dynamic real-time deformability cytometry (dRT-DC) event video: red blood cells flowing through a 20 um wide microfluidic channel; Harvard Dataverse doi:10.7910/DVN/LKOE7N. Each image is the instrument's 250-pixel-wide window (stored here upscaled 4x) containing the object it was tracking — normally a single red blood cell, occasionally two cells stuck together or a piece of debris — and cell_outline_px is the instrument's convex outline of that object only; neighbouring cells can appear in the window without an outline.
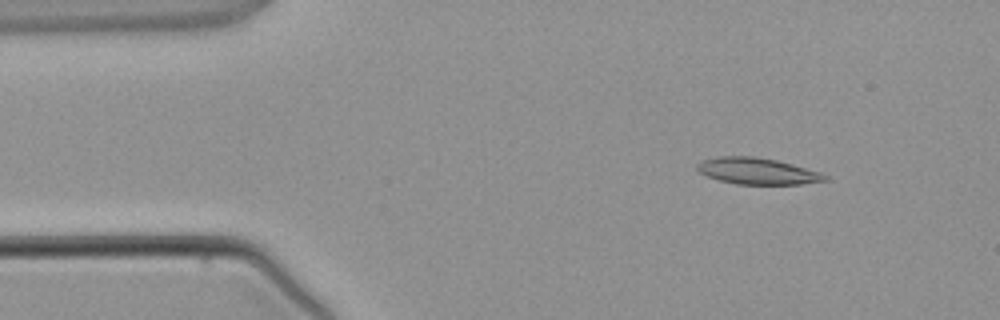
{"species": "common noctule bat (a hibernating species)", "species_latin": "Nyctalus noctula", "temperature_condition": "warm", "stored_images_in_passage": 4, "camera_frame_rate_fps": 3000, "um_per_image_px": 0.085, "animal": {"sex": "male", "body_mass_g": 21.5, "forearm_length_mm": 52.0}, "frame": {"image": 1, "passage_image": 2, "time_ms": 1.0, "image_size_px": [1000, 320], "cell_outline_px": [[828, 180], [800, 184], [736, 184], [720, 180], [708, 176], [700, 172], [696, 168], [696, 164], [700, 160], [716, 156], [756, 156], [776, 160], [792, 164], [820, 172], [828, 176]], "centroid_in_image_um": [64.35, 14.53], "position_along_channel_um": 20.7, "area_um2": 19.71}}
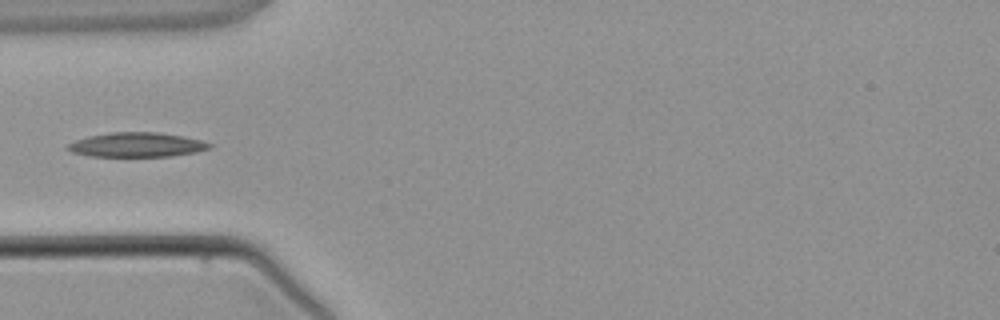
{"frame": {"image": 2, "passage_image": 4, "time_ms": 3.667, "image_size_px": [1000, 320], "cell_outline_px": [[212, 148], [196, 152], [172, 156], [88, 156], [72, 152], [64, 148], [68, 144], [76, 140], [88, 136], [112, 132], [156, 132], [184, 136], [200, 140], [212, 144]], "centroid_in_image_um": [11.62, 12.3], "position_along_channel_um": 73.4, "area_um2": 20.23}}